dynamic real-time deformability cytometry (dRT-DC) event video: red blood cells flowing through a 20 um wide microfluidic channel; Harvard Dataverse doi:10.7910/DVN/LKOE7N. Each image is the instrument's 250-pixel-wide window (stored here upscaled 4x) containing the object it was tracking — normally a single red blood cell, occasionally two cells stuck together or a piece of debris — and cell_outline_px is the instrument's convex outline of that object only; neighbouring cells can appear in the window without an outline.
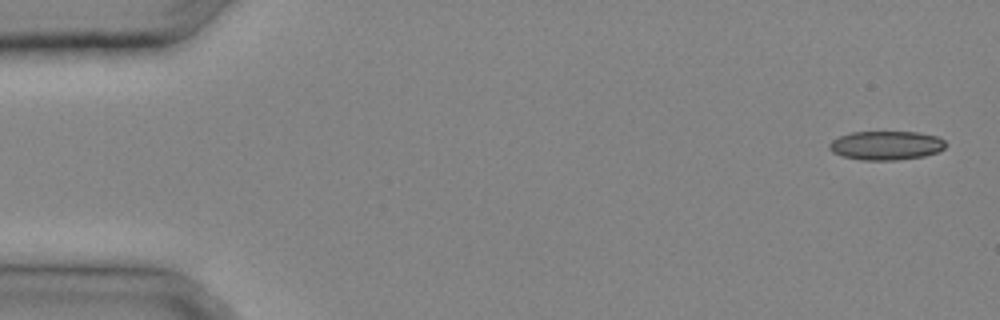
{"species": "common noctule bat (a hibernating species)", "species_latin": "Nyctalus noctula", "temperature_condition": "cold", "stored_images_in_passage": 8, "camera_frame_rate_fps": 3000, "um_per_image_px": 0.085, "animal": {"sex": "male", "body_mass_g": 20.4}, "frame": {"image": 1, "passage_image": 1, "time_ms": 0.0, "image_size_px": [1000, 320], "cell_outline_px": [[948, 144], [944, 148], [936, 152], [924, 156], [896, 160], [860, 160], [844, 156], [832, 152], [828, 148], [828, 144], [832, 140], [840, 136], [852, 132], [916, 132], [936, 136], [944, 140]], "centroid_in_image_um": [75.31, 12.36], "position_along_channel_um": 9.7, "area_um2": 19.59}}